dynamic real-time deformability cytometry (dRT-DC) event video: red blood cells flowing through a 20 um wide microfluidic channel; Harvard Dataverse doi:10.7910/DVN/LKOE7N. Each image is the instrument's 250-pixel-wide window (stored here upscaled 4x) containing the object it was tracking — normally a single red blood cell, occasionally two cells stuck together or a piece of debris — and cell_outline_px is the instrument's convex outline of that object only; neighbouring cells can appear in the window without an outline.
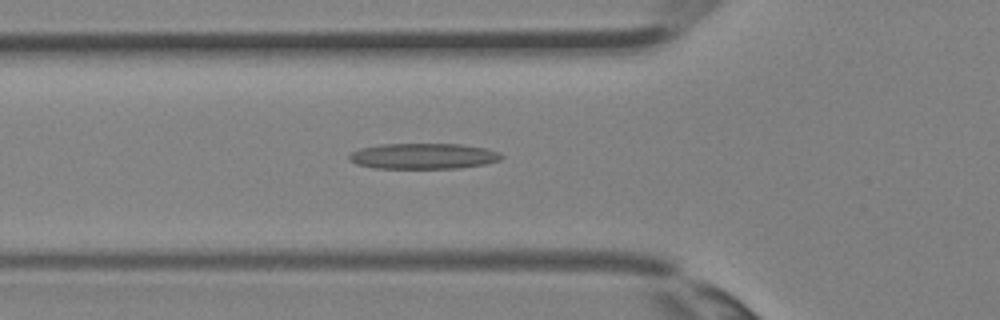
{"species": "Egyptian fruit bat (a non-hibernating species)", "species_latin": "Rousettus aegyptiacus", "temperature_condition": "room temperature", "stored_images_in_passage": 30, "camera_frame_rate_fps": 3000, "um_per_image_px": 0.085, "animal": {"sex": "female"}, "frame": {"image": 1, "passage_image": 7, "time_ms": 2.0, "image_size_px": [1000, 320], "cell_outline_px": [[504, 156], [500, 160], [484, 164], [460, 168], [376, 168], [356, 164], [348, 160], [348, 156], [352, 152], [360, 148], [380, 144], [460, 144], [484, 148], [500, 152]], "centroid_in_image_um": [35.97, 13.27], "position_along_channel_um": 89.8, "area_um2": 22.83}}
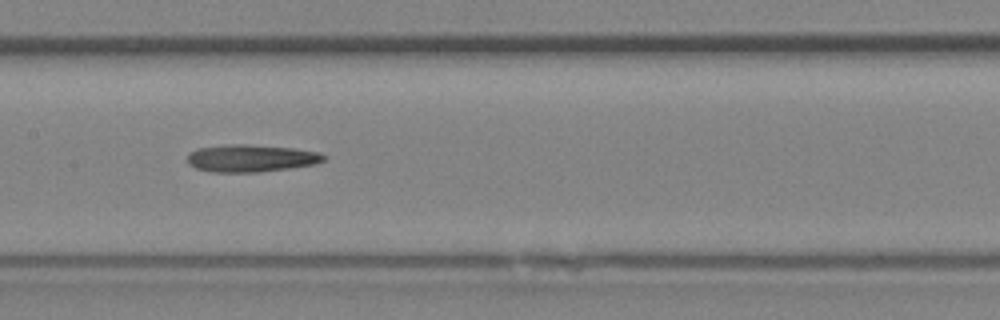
{"frame": {"image": 2, "passage_image": 12, "time_ms": 3.667, "image_size_px": [1000, 320], "cell_outline_px": [[324, 160], [316, 164], [288, 168], [256, 172], [212, 172], [196, 168], [188, 164], [188, 152], [196, 148], [228, 144], [244, 144], [292, 148], [320, 152], [324, 156]], "centroid_in_image_um": [21.29, 13.44], "position_along_channel_um": 186.1, "area_um2": 21.68}}
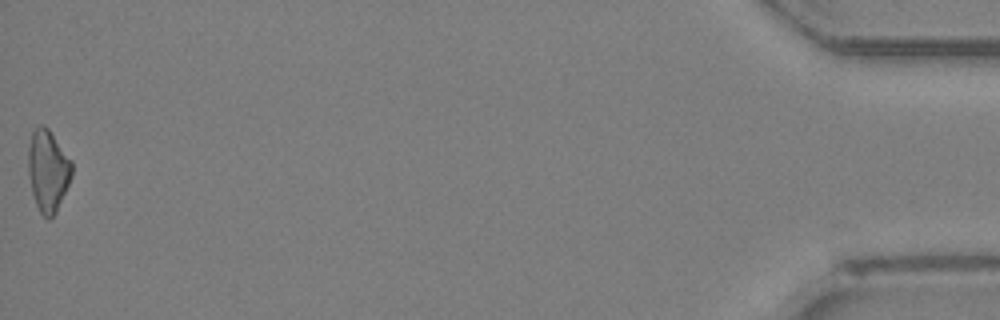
{"frame": {"image": 3, "passage_image": 30, "time_ms": 9.667, "image_size_px": [1000, 320], "cell_outline_px": [[72, 176], [56, 212], [48, 220], [40, 212], [36, 204], [32, 192], [28, 172], [28, 148], [32, 132], [40, 124], [44, 124], [48, 128], [72, 160]], "centroid_in_image_um": [4.08, 14.48], "position_along_channel_um": 431.1, "area_um2": 20.75}}